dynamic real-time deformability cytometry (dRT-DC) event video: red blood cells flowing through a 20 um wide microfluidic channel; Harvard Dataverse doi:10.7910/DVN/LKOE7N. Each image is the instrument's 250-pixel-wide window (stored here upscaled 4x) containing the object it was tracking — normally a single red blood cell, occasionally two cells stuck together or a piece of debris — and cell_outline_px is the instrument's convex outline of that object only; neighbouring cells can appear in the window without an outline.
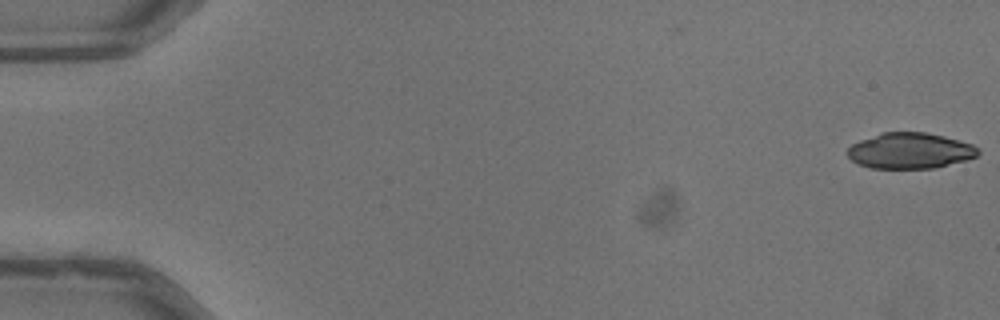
{"species": "common noctule bat (a hibernating species)", "species_latin": "Nyctalus noctula", "temperature_condition": "warm", "stored_images_in_passage": 48, "camera_frame_rate_fps": 3000, "um_per_image_px": 0.085, "animal": {"sex": "male", "body_mass_g": 13.3}, "frame": {"image": 1, "passage_image": 1, "time_ms": 0.0, "image_size_px": [1000, 320], "cell_outline_px": [[980, 152], [976, 156], [964, 160], [936, 168], [868, 168], [852, 160], [844, 152], [852, 144], [860, 140], [880, 132], [924, 132], [944, 136], [972, 144], [980, 148]], "centroid_in_image_um": [77.33, 12.81], "position_along_channel_um": 7.7, "area_um2": 27.34}}
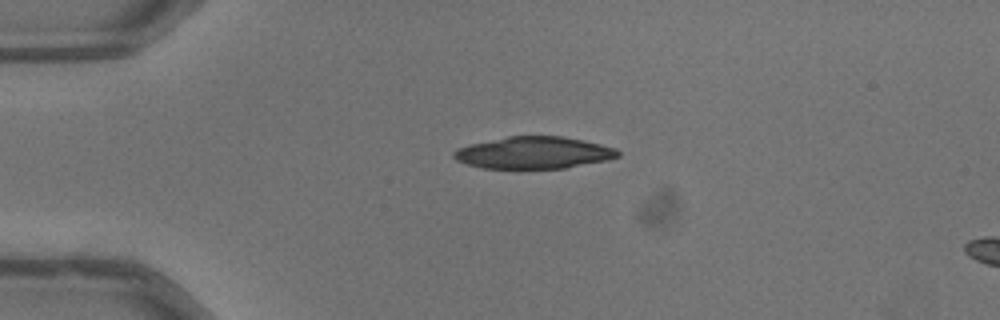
{"frame": {"image": 2, "passage_image": 13, "time_ms": 4.0, "image_size_px": [1000, 320], "cell_outline_px": [[620, 156], [608, 160], [568, 168], [480, 168], [456, 160], [452, 156], [452, 152], [456, 148], [468, 144], [508, 136], [560, 136], [584, 140], [616, 148], [620, 152]], "centroid_in_image_um": [45.36, 12.98], "position_along_channel_um": 39.6, "area_um2": 30.81}}
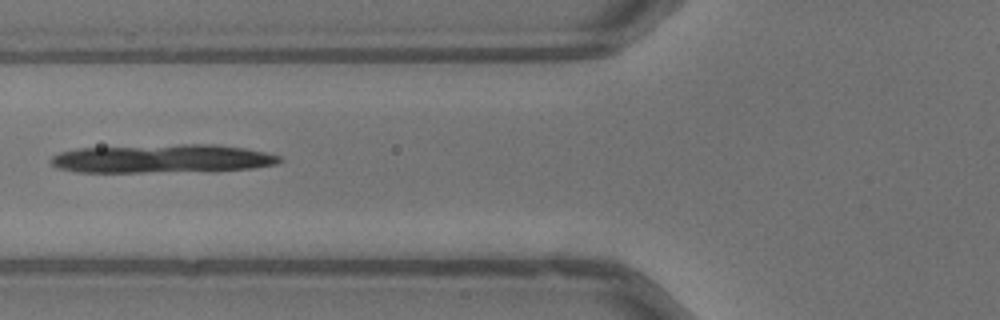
{"frame": {"image": 3, "passage_image": 21, "time_ms": 6.667, "image_size_px": [1000, 320], "cell_outline_px": [[284, 160], [276, 164], [252, 168], [144, 172], [76, 172], [56, 168], [48, 160], [52, 156], [60, 152], [76, 148], [180, 144], [216, 144], [244, 148], [264, 152], [280, 156]], "centroid_in_image_um": [13.71, 13.47], "position_along_channel_um": 112.1, "area_um2": 37.8}}